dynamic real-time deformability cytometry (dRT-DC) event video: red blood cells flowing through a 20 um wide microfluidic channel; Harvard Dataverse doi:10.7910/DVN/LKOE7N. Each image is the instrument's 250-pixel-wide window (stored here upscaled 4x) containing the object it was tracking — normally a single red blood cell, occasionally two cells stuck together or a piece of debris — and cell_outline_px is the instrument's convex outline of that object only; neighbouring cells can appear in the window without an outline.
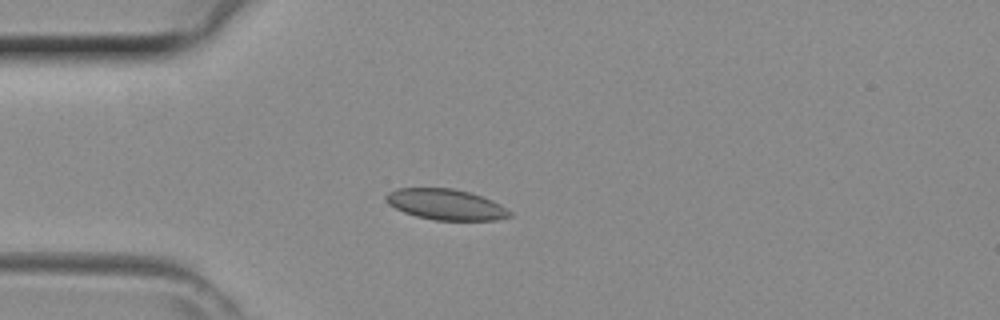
{"species": "common noctule bat (a hibernating species)", "species_latin": "Nyctalus noctula", "temperature_condition": "room temperature", "stored_images_in_passage": 43, "camera_frame_rate_fps": 3000, "um_per_image_px": 0.085, "animal": {"sex": "female", "body_mass_g": 29.2, "forearm_length_mm": 56.3}, "frame": {"image": 1, "passage_image": 11, "time_ms": 3.333, "image_size_px": [1000, 320], "cell_outline_px": [[512, 216], [496, 220], [432, 220], [416, 216], [404, 212], [388, 204], [384, 200], [384, 196], [388, 192], [396, 188], [452, 188], [468, 192], [492, 200], [500, 204], [512, 212]], "centroid_in_image_um": [37.87, 17.38], "position_along_channel_um": 47.1, "area_um2": 22.25}}
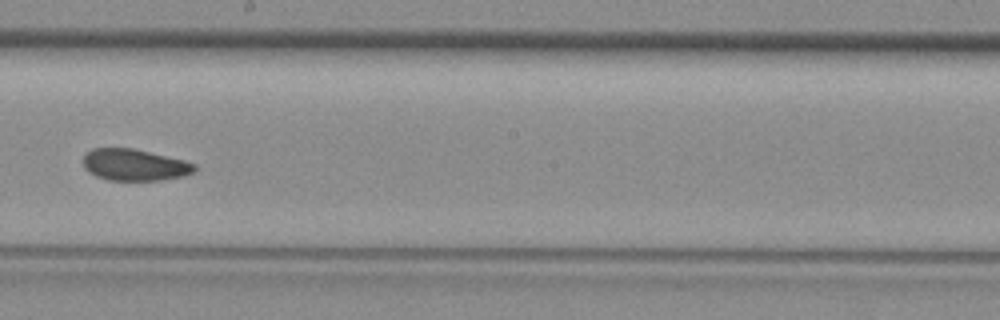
{"frame": {"image": 2, "passage_image": 24, "time_ms": 7.667, "image_size_px": [1000, 320], "cell_outline_px": [[196, 172], [184, 176], [160, 180], [108, 180], [96, 176], [88, 172], [84, 168], [84, 152], [92, 148], [132, 148], [184, 160], [196, 164]], "centroid_in_image_um": [11.43, 14.01], "position_along_channel_um": 236.8, "area_um2": 20.63}}
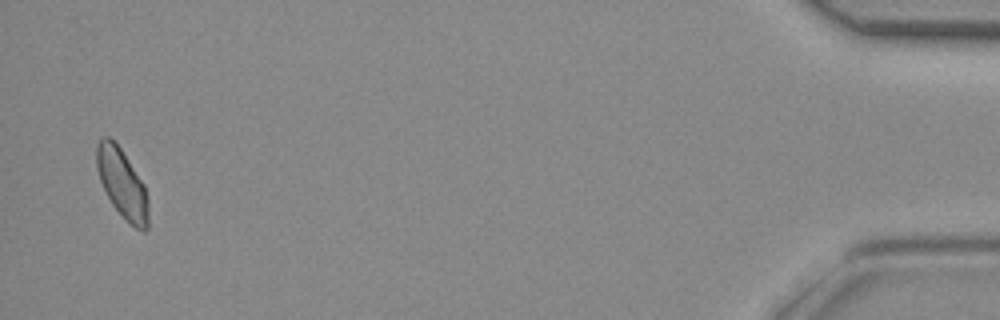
{"frame": {"image": 3, "passage_image": 42, "time_ms": 13.667, "image_size_px": [1000, 320], "cell_outline_px": [[148, 228], [144, 232], [136, 228], [112, 204], [100, 180], [96, 168], [96, 144], [100, 136], [108, 136], [120, 148], [144, 184], [148, 200]], "centroid_in_image_um": [10.37, 15.56], "position_along_channel_um": 424.8, "area_um2": 20.52}}